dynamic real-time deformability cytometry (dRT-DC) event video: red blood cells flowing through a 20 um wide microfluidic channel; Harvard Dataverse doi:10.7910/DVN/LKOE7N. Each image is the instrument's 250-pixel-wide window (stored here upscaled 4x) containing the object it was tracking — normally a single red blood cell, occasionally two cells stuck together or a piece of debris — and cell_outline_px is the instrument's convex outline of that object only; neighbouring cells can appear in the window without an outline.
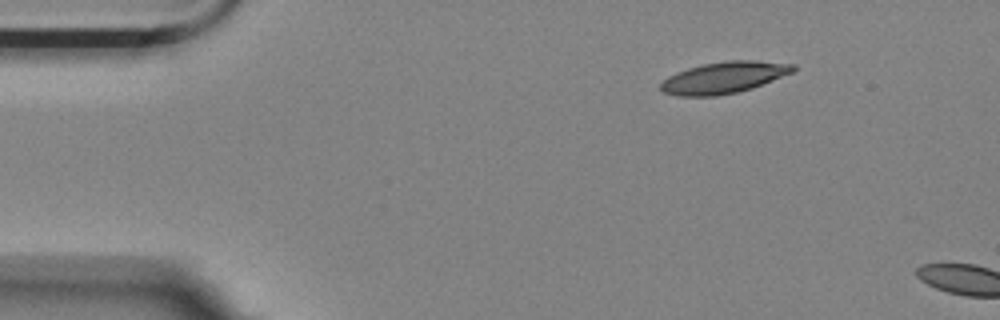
{"species": "Egyptian fruit bat (a non-hibernating species)", "species_latin": "Rousettus aegyptiacus", "temperature_condition": "room temperature", "stored_images_in_passage": 5, "camera_frame_rate_fps": 3000, "um_per_image_px": 0.085, "animal": {"sex": "female"}, "frame": {"image": 1, "passage_image": 1, "time_ms": 0.0, "image_size_px": [1000, 320], "cell_outline_px": [[796, 68], [792, 72], [752, 88], [736, 92], [716, 96], [676, 96], [664, 92], [660, 88], [660, 84], [668, 76], [676, 72], [688, 68], [704, 64], [728, 60], [756, 60], [796, 64]], "centroid_in_image_um": [61.52, 6.59], "position_along_channel_um": 23.5, "area_um2": 24.22}}